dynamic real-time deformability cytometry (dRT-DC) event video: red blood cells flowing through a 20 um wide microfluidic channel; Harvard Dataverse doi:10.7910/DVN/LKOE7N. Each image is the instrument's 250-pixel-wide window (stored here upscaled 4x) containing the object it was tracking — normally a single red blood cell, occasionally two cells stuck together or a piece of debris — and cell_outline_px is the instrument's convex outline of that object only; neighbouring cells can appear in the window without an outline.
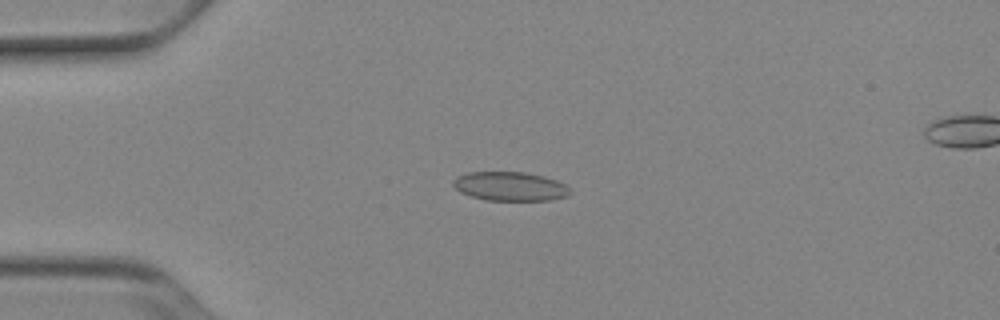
{"species": "Egyptian fruit bat (a non-hibernating species)", "species_latin": "Rousettus aegyptiacus", "temperature_condition": "cold", "stored_images_in_passage": 51, "camera_frame_rate_fps": 3000, "um_per_image_px": 0.085, "animal": {"sex": "female"}, "frame": {"image": 1, "passage_image": 12, "time_ms": 3.667, "image_size_px": [1000, 320], "cell_outline_px": [[572, 192], [568, 196], [552, 200], [484, 200], [460, 192], [452, 184], [452, 180], [456, 176], [468, 172], [524, 172], [544, 176], [556, 180], [564, 184]], "centroid_in_image_um": [43.35, 15.84], "position_along_channel_um": 41.7, "area_um2": 19.83}}
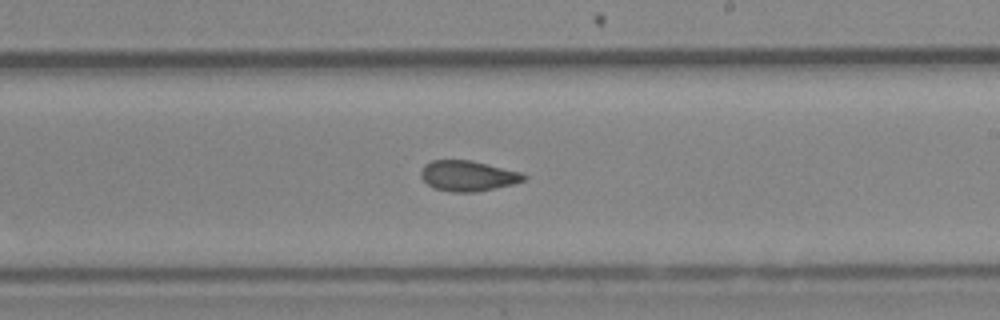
{"frame": {"image": 2, "passage_image": 30, "time_ms": 9.667, "image_size_px": [1000, 320], "cell_outline_px": [[528, 176], [524, 180], [512, 184], [476, 192], [452, 192], [432, 188], [420, 176], [420, 172], [424, 164], [432, 160], [472, 160], [520, 172]], "centroid_in_image_um": [39.74, 14.94], "position_along_channel_um": 249.3, "area_um2": 18.26}}
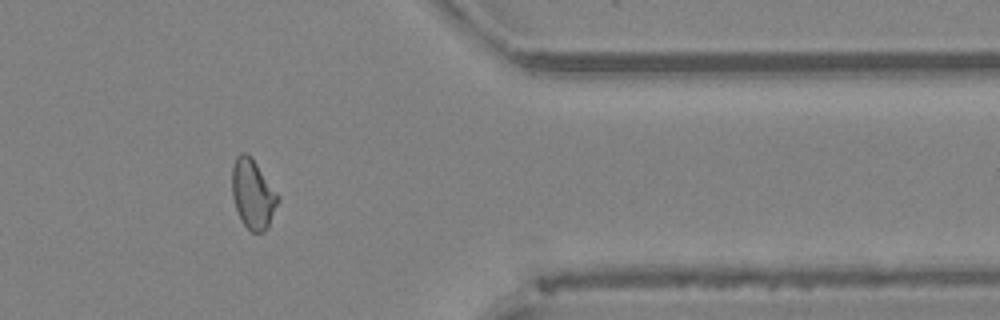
{"frame": {"image": 3, "passage_image": 42, "time_ms": 13.667, "image_size_px": [1000, 320], "cell_outline_px": [[280, 200], [268, 228], [264, 232], [252, 232], [240, 220], [232, 196], [232, 164], [236, 156], [240, 152], [244, 152], [256, 164], [280, 196]], "centroid_in_image_um": [21.5, 16.52], "position_along_channel_um": 389.9, "area_um2": 18.55}, "authors_computed_cell_mechanics": {"area_um2": 18.9584, "velocity_mm_per_s": 3.9128, "shape_relaxation_time_tau1_ms": null, "shape_relaxation_time_tau2_ms": 1.5084, "deformation_change_tau1": null, "deformation_change_tau2": 0.046}}